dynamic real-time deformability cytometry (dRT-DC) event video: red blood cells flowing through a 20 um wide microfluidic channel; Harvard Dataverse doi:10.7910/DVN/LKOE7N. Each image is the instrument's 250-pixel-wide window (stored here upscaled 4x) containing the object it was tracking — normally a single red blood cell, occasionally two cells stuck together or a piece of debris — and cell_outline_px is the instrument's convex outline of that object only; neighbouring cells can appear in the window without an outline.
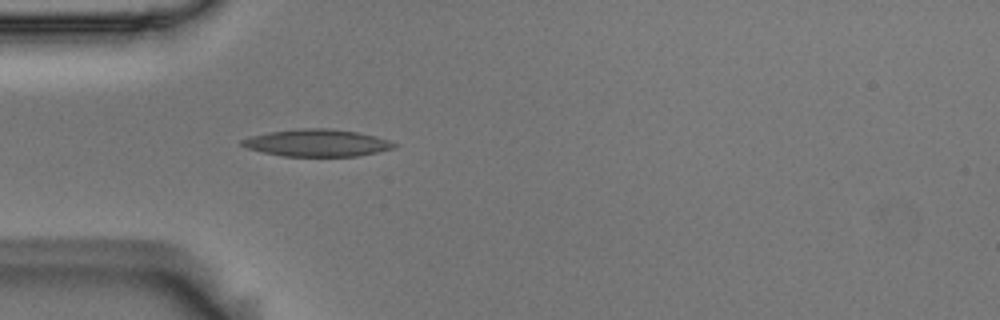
{"species": "Egyptian fruit bat (a non-hibernating species)", "species_latin": "Rousettus aegyptiacus", "temperature_condition": "room temperature", "stored_images_in_passage": 4, "camera_frame_rate_fps": 3000, "um_per_image_px": 0.085, "animal": {"sex": "male"}, "frame": {"image": 1, "passage_image": 4, "time_ms": 1.0, "image_size_px": [1000, 320], "cell_outline_px": [[400, 144], [396, 148], [356, 156], [284, 156], [264, 152], [248, 148], [240, 144], [240, 140], [248, 136], [268, 132], [296, 128], [328, 128], [356, 132], [376, 136]], "centroid_in_image_um": [26.95, 12.13], "position_along_channel_um": 58.1, "area_um2": 24.16}}